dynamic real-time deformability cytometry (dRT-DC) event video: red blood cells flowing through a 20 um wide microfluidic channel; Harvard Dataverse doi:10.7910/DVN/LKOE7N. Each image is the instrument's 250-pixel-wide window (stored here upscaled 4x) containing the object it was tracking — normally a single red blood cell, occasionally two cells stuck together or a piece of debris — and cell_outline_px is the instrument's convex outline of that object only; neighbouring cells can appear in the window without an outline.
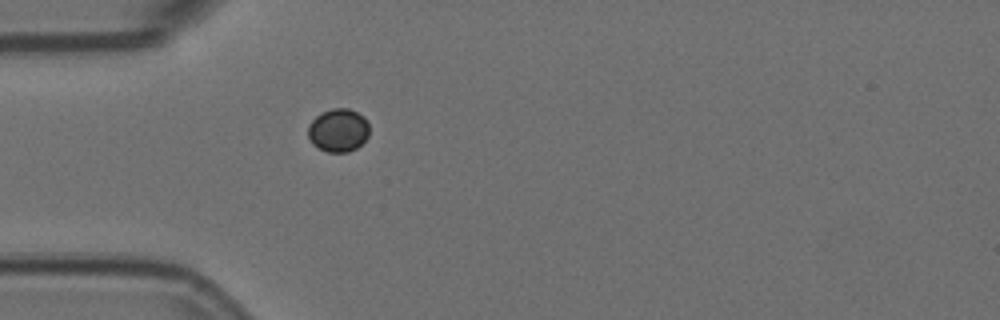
{"species": "Egyptian fruit bat (a non-hibernating species)", "species_latin": "Rousettus aegyptiacus", "temperature_condition": "room temperature", "stored_images_in_passage": 2, "camera_frame_rate_fps": 3000, "um_per_image_px": 0.085, "animal": {"sex": "female"}, "frame": {"image": 1, "passage_image": 2, "time_ms": 0.333, "image_size_px": [1000, 320], "cell_outline_px": [[368, 136], [356, 148], [348, 152], [328, 152], [312, 144], [308, 136], [308, 124], [320, 112], [332, 108], [348, 108], [364, 116], [368, 124]], "centroid_in_image_um": [28.73, 11.06], "position_along_channel_um": 56.3, "area_um2": 15.43}}